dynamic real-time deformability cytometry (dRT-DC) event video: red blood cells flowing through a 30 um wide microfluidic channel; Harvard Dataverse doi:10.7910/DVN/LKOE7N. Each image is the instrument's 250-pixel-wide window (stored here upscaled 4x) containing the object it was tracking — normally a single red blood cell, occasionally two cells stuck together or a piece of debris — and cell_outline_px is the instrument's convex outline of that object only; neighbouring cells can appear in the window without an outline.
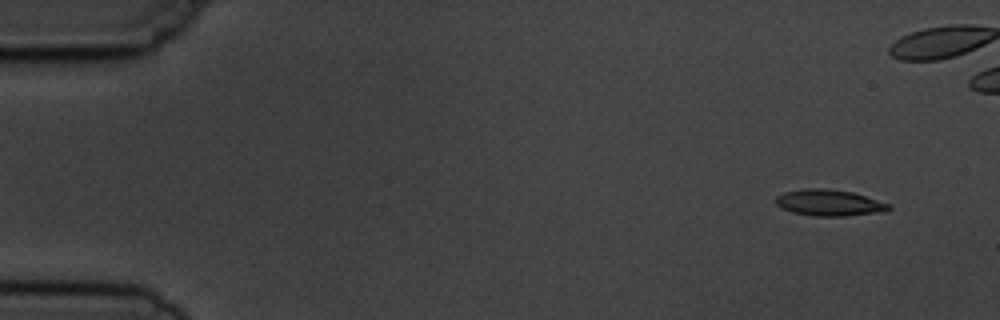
{"species": "common noctule bat (a hibernating species)", "species_latin": "Nyctalus noctula", "temperature_condition": "cold", "stored_images_in_passage": 5, "camera_frame_rate_fps": 3000, "um_per_image_px": 0.085, "animal": {"sex": "male", "body_mass_g": 19.5, "forearm_length_mm": 54.6}, "frame": {"image": 1, "passage_image": 1, "time_ms": 0.0, "image_size_px": [1000, 320], "cell_outline_px": [[892, 208], [888, 212], [848, 216], [812, 216], [792, 212], [780, 208], [776, 204], [776, 196], [784, 192], [804, 188], [828, 188], [852, 192], [892, 204]], "centroid_in_image_um": [70.53, 17.24], "position_along_channel_um": 14.5, "area_um2": 17.74}}